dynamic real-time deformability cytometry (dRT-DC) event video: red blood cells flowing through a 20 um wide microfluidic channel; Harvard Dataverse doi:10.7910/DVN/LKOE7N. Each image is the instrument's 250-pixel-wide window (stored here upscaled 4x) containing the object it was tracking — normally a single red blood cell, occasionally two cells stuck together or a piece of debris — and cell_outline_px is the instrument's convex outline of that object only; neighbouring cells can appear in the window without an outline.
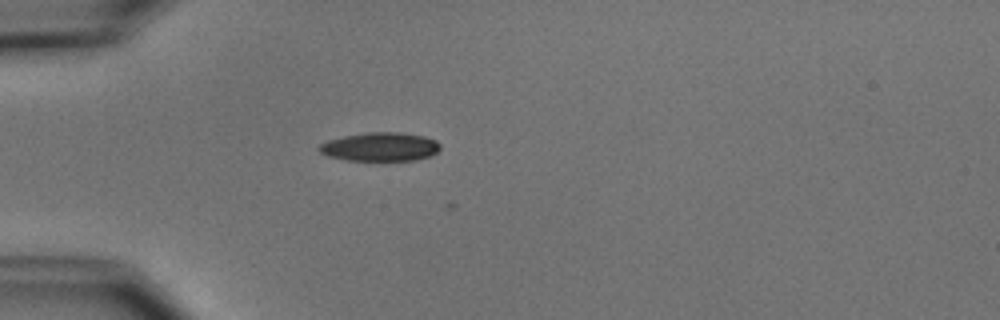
{"species": "common noctule bat (a hibernating species)", "species_latin": "Nyctalus noctula", "temperature_condition": "cold", "stored_images_in_passage": 4, "camera_frame_rate_fps": 3000, "um_per_image_px": 0.085, "animal": {"sex": "male", "body_mass_g": 15.6}, "frame": {"image": 1, "passage_image": 1, "time_ms": 0.0, "image_size_px": [1000, 320], "cell_outline_px": [[440, 148], [436, 152], [428, 156], [416, 160], [344, 160], [328, 156], [320, 152], [316, 148], [320, 144], [328, 140], [344, 136], [368, 132], [400, 132], [424, 136], [436, 140], [440, 144]], "centroid_in_image_um": [32.29, 12.47], "position_along_channel_um": 52.7, "area_um2": 20.23}}